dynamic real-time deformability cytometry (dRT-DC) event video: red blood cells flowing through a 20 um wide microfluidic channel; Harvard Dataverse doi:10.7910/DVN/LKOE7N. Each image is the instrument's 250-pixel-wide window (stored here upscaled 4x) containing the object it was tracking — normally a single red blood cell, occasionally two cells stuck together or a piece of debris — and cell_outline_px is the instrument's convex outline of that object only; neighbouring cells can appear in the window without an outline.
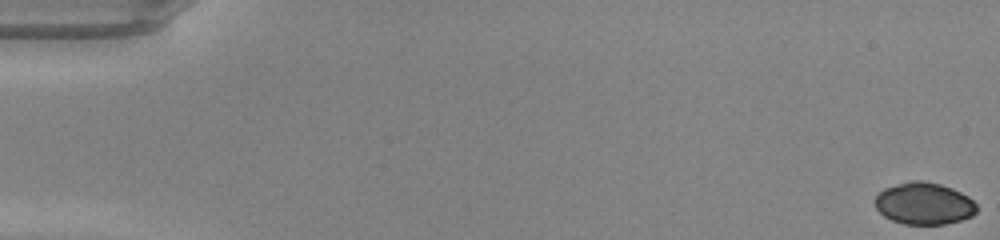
{"species": "common noctule bat (a hibernating species)", "species_latin": "Nyctalus noctula", "temperature_condition": "warm", "stored_images_in_passage": 49, "camera_frame_rate_fps": 3000, "um_per_image_px": 0.085, "animal": {"sex": "male", "body_mass_g": 20.0, "forearm_length_mm": 53.3}, "frame": {"image": 1, "passage_image": 1, "time_ms": 0.0, "image_size_px": [1000, 240], "cell_outline_px": [[976, 212], [972, 216], [960, 220], [944, 224], [904, 224], [892, 220], [884, 216], [876, 208], [876, 196], [884, 188], [912, 180], [924, 180], [940, 184], [952, 188], [968, 196], [976, 204]], "centroid_in_image_um": [78.55, 17.29], "position_along_channel_um": 6.5, "area_um2": 24.74}}
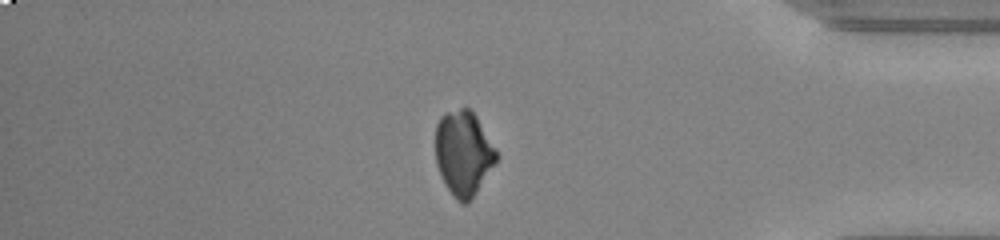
{"frame": {"image": 2, "passage_image": 42, "time_ms": 13.667, "image_size_px": [1000, 240], "cell_outline_px": [[500, 156], [468, 204], [460, 204], [452, 196], [436, 164], [436, 124], [440, 116], [444, 112], [460, 108], [472, 108], [496, 148]], "centroid_in_image_um": [39.41, 12.99], "position_along_channel_um": 395.8, "area_um2": 30.35}}
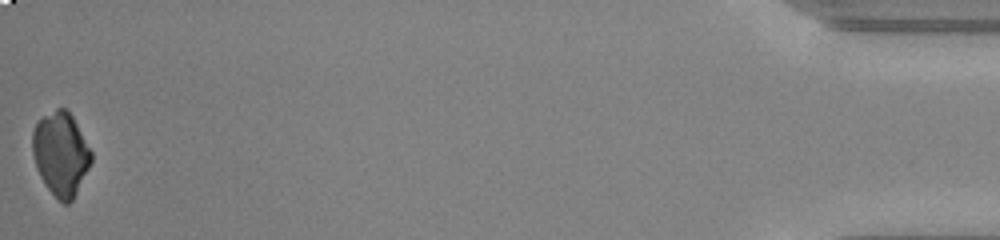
{"frame": {"image": 3, "passage_image": 49, "time_ms": 16.0, "image_size_px": [1000, 240], "cell_outline_px": [[92, 160], [72, 200], [68, 204], [64, 204], [44, 184], [36, 168], [32, 152], [32, 132], [36, 124], [44, 116], [56, 108], [64, 108], [72, 116], [92, 152]], "centroid_in_image_um": [5.15, 13.07], "position_along_channel_um": 430.1, "area_um2": 28.15}}